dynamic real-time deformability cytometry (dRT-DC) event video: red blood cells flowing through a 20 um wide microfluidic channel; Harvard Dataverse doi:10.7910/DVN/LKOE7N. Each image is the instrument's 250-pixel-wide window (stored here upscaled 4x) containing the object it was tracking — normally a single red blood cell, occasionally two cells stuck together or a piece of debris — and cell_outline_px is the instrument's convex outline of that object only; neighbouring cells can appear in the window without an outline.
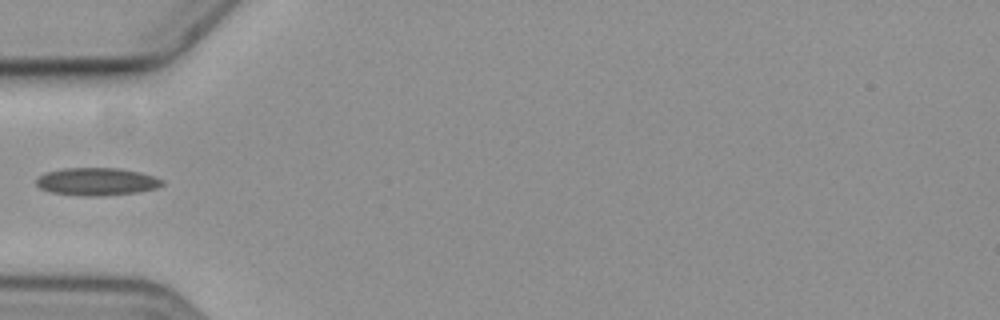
{"species": "common noctule bat (a hibernating species)", "species_latin": "Nyctalus noctula", "temperature_condition": "cold", "stored_images_in_passage": 8, "camera_frame_rate_fps": 3000, "um_per_image_px": 0.085, "animal": {"sex": "female", "body_mass_g": 19.3, "forearm_length_mm": 54.1}, "frame": {"image": 1, "passage_image": 5, "time_ms": 5.667, "image_size_px": [1000, 320], "cell_outline_px": [[164, 184], [156, 188], [136, 192], [104, 196], [84, 196], [52, 192], [40, 188], [36, 184], [36, 180], [40, 176], [48, 172], [64, 168], [120, 168], [140, 172], [164, 180]], "centroid_in_image_um": [8.25, 15.44], "position_along_channel_um": 76.8, "area_um2": 20.17}}
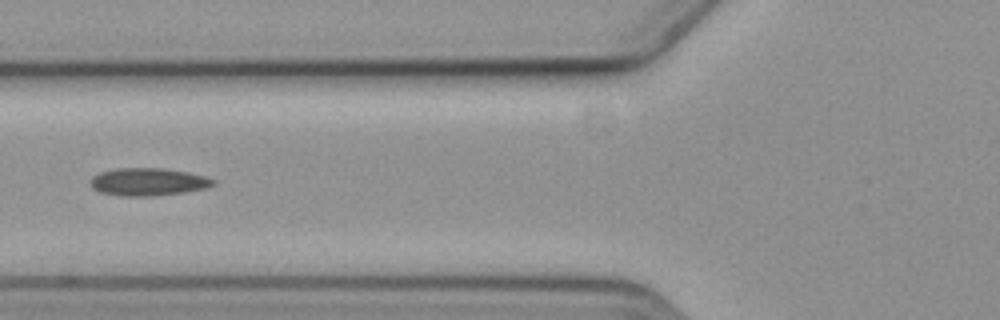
{"frame": {"image": 2, "passage_image": 6, "time_ms": 6.667, "image_size_px": [1000, 320], "cell_outline_px": [[216, 184], [208, 188], [184, 192], [152, 196], [124, 196], [100, 192], [92, 188], [92, 176], [100, 172], [116, 168], [160, 168], [188, 172], [204, 176], [216, 180]], "centroid_in_image_um": [12.62, 15.46], "position_along_channel_um": 113.2, "area_um2": 19.77}}
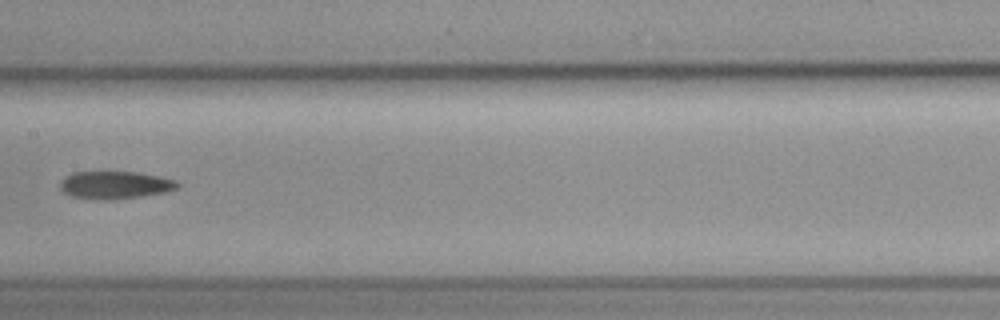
{"frame": {"image": 3, "passage_image": 8, "time_ms": 9.0, "image_size_px": [1000, 320], "cell_outline_px": [[180, 188], [164, 192], [140, 196], [112, 200], [100, 200], [72, 196], [64, 192], [60, 188], [60, 184], [64, 176], [72, 172], [136, 172], [176, 180], [180, 184]], "centroid_in_image_um": [9.77, 15.72], "position_along_channel_um": 197.6, "area_um2": 18.84}}